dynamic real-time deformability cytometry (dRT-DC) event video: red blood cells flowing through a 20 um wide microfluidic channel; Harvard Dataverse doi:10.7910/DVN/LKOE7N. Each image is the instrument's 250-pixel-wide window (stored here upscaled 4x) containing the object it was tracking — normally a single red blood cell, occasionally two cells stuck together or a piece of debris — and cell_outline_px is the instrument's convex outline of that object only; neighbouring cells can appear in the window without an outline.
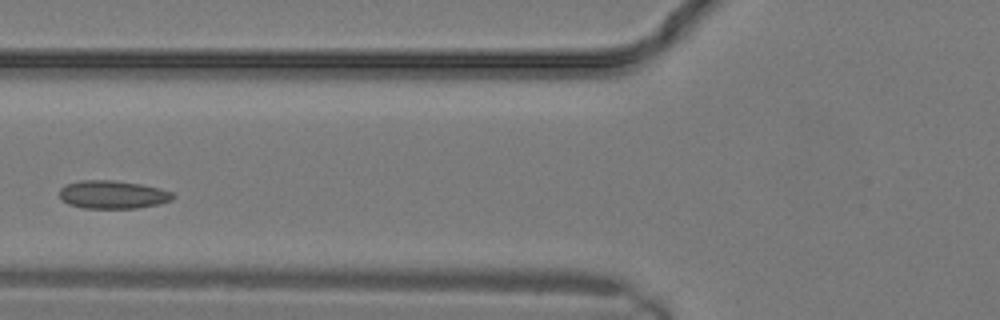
{"species": "common noctule bat (a hibernating species)", "species_latin": "Nyctalus noctula", "temperature_condition": "warm", "stored_images_in_passage": 7, "camera_frame_rate_fps": 3000, "um_per_image_px": 0.085, "animal": {"sex": "male", "body_mass_g": 19.2, "forearm_length_mm": 51.8}, "frame": {"image": 1, "passage_image": 3, "time_ms": 0.667, "image_size_px": [1000, 320], "cell_outline_px": [[176, 196], [172, 200], [160, 204], [136, 208], [84, 208], [68, 204], [60, 196], [60, 188], [64, 184], [80, 180], [116, 180], [140, 184], [160, 188], [172, 192]], "centroid_in_image_um": [9.6, 16.53], "position_along_channel_um": 116.2, "area_um2": 18.73}}
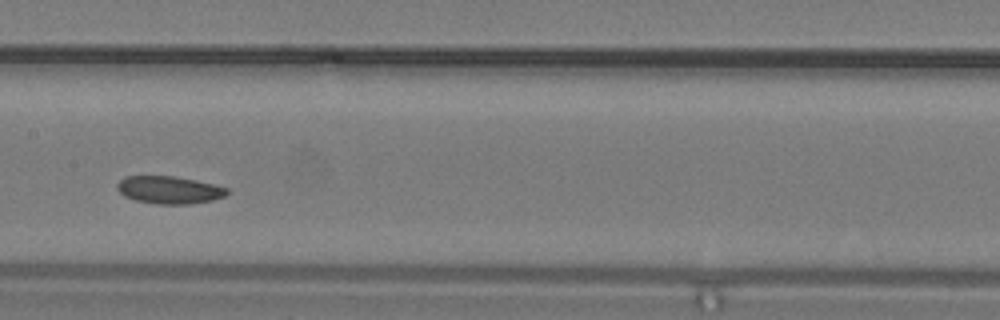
{"frame": {"image": 2, "passage_image": 6, "time_ms": 1.667, "image_size_px": [1000, 320], "cell_outline_px": [[228, 192], [224, 196], [212, 200], [188, 204], [156, 204], [136, 200], [124, 196], [116, 188], [116, 184], [124, 176], [176, 176], [216, 184], [228, 188]], "centroid_in_image_um": [14.38, 16.13], "position_along_channel_um": 193.0, "area_um2": 17.74}}